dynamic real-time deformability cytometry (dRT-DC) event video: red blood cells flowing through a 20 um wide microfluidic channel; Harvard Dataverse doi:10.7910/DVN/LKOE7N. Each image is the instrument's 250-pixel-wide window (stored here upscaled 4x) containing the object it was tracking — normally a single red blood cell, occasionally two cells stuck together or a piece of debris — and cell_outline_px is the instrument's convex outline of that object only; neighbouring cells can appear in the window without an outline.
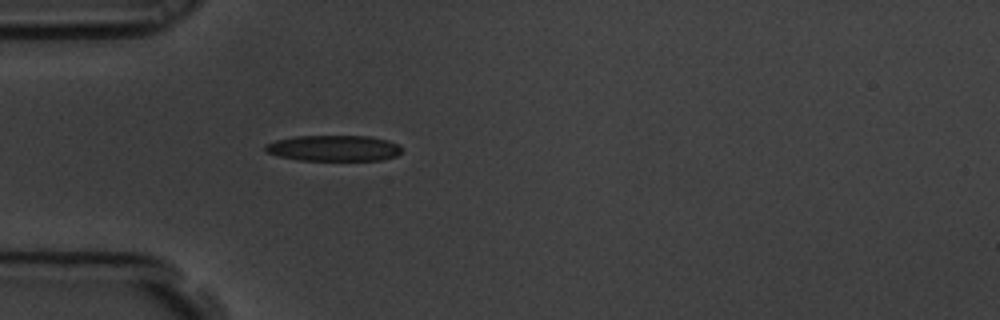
{"species": "common noctule bat (a hibernating species)", "species_latin": "Nyctalus noctula", "temperature_condition": "room temperature", "stored_images_in_passage": 4, "camera_frame_rate_fps": 3000, "um_per_image_px": 0.085, "animal": {"sex": "male", "body_mass_g": 19.5, "forearm_length_mm": 54.6}, "frame": {"image": 1, "passage_image": 4, "time_ms": 1.0, "image_size_px": [1000, 320], "cell_outline_px": [[404, 148], [396, 156], [380, 160], [300, 160], [280, 156], [268, 152], [264, 148], [264, 144], [276, 140], [296, 136], [368, 136], [388, 140], [400, 144]], "centroid_in_image_um": [28.41, 12.59], "position_along_channel_um": 56.6, "area_um2": 20.58}}